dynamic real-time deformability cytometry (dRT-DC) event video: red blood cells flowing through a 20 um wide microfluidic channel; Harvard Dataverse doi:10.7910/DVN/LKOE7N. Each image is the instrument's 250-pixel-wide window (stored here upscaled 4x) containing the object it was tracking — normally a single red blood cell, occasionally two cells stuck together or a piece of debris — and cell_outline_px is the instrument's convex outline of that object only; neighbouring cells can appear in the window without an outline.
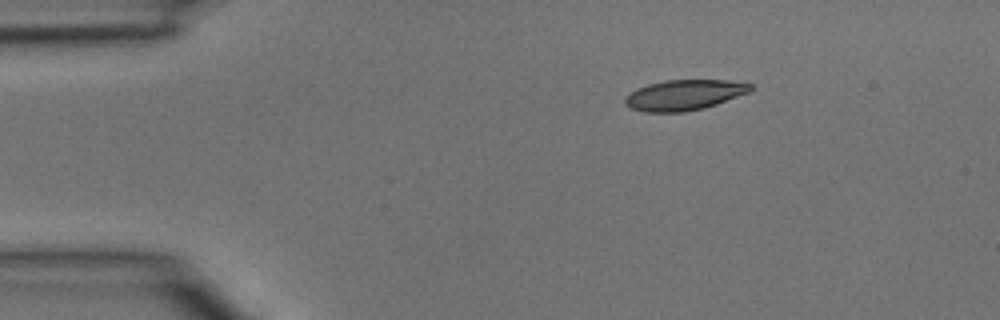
{"species": "common noctule bat (a hibernating species)", "species_latin": "Nyctalus noctula", "temperature_condition": "room temperature", "stored_images_in_passage": 2, "camera_frame_rate_fps": 3000, "um_per_image_px": 0.085, "animal": {"sex": "male", "body_mass_g": 15.6}, "frame": {"image": 1, "passage_image": 1, "time_ms": 0.0, "image_size_px": [1000, 320], "cell_outline_px": [[752, 88], [748, 92], [716, 104], [704, 108], [684, 112], [644, 112], [628, 108], [624, 104], [624, 96], [636, 88], [648, 84], [664, 80], [724, 80], [752, 84]], "centroid_in_image_um": [58.06, 8.08], "position_along_channel_um": 26.9, "area_um2": 22.31}}